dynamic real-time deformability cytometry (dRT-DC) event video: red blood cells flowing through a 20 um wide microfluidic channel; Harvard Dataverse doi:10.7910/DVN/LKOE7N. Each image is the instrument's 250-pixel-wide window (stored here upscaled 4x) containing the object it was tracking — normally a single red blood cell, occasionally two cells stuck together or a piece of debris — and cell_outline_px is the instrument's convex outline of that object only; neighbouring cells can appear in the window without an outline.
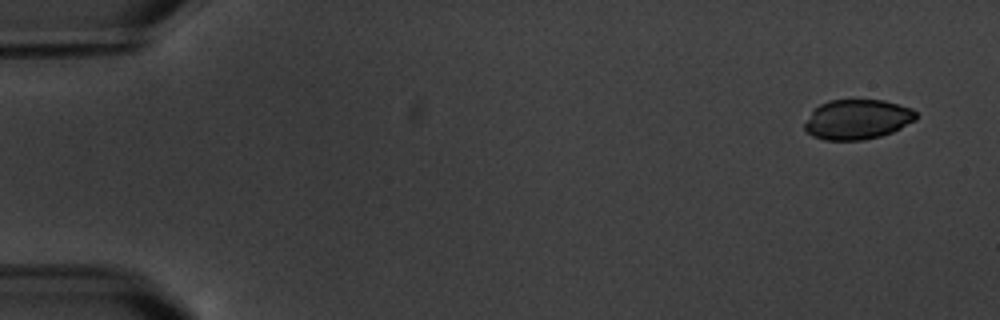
{"species": "common noctule bat (a hibernating species)", "species_latin": "Nyctalus noctula", "temperature_condition": "warm", "stored_images_in_passage": 17, "camera_frame_rate_fps": 3000, "um_per_image_px": 0.085, "animal": {"sex": "male", "body_mass_g": 20.1, "forearm_length_mm": 53.5}, "frame": {"image": 1, "passage_image": 1, "time_ms": 0.0, "image_size_px": [1000, 320], "cell_outline_px": [[916, 120], [892, 132], [880, 136], [864, 140], [824, 140], [812, 136], [804, 128], [804, 124], [812, 112], [820, 104], [828, 100], [884, 100], [912, 108], [916, 112]], "centroid_in_image_um": [72.88, 10.15], "position_along_channel_um": 12.1, "area_um2": 25.84}}
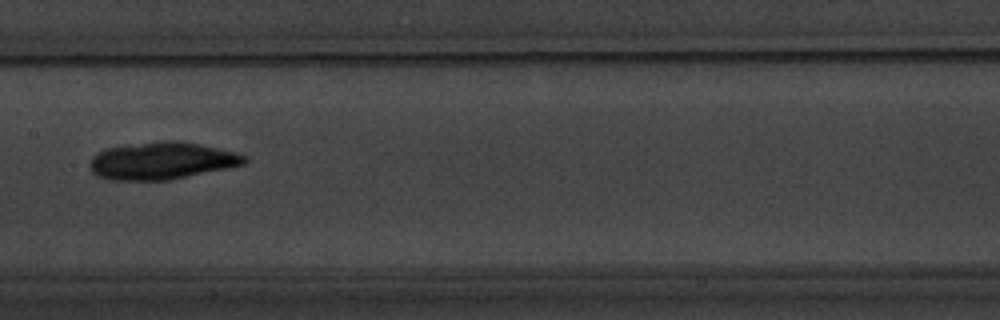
{"frame": {"image": 2, "passage_image": 9, "time_ms": 9.0, "image_size_px": [1000, 320], "cell_outline_px": [[248, 160], [244, 164], [168, 180], [112, 180], [96, 176], [92, 172], [88, 164], [92, 156], [96, 152], [104, 148], [164, 140], [176, 140], [236, 152], [244, 156]], "centroid_in_image_um": [13.67, 13.66], "position_along_channel_um": 193.7, "area_um2": 33.35}}
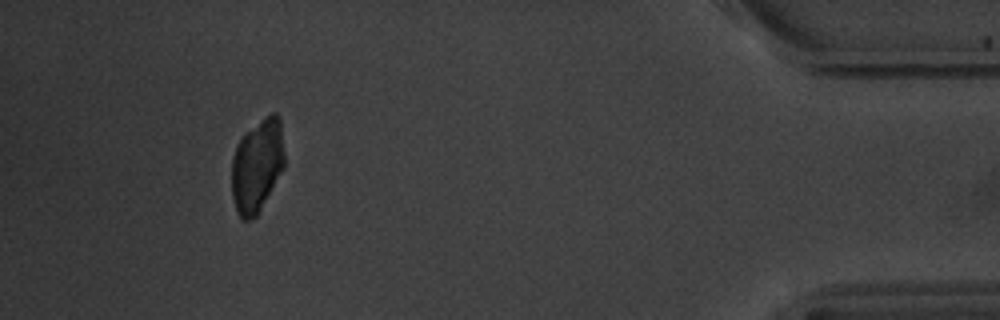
{"frame": {"image": 3, "passage_image": 16, "time_ms": 17.0, "image_size_px": [1000, 320], "cell_outline_px": [[284, 168], [256, 216], [248, 220], [240, 220], [236, 212], [232, 196], [232, 156], [244, 132], [272, 112], [276, 112], [280, 120], [284, 152]], "centroid_in_image_um": [21.84, 14.09], "position_along_channel_um": 413.4, "area_um2": 28.61}}